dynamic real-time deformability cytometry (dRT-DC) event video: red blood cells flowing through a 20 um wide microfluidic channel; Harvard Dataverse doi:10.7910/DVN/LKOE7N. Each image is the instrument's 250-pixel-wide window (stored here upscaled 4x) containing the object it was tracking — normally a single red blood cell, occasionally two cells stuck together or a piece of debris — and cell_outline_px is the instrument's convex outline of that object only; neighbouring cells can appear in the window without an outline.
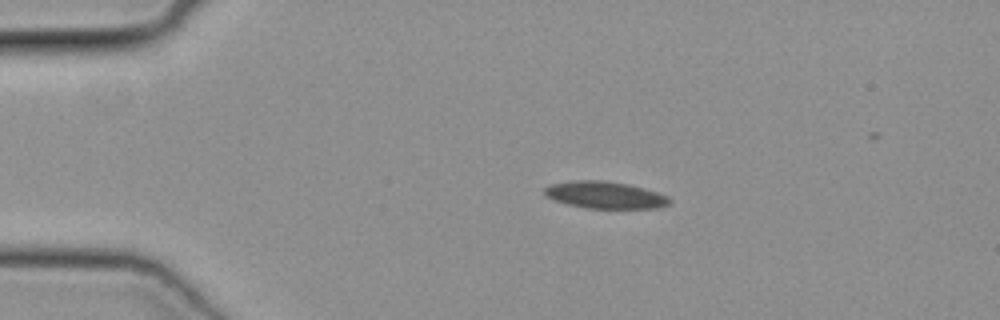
{"species": "common noctule bat (a hibernating species)", "species_latin": "Nyctalus noctula", "temperature_condition": "cold", "stored_images_in_passage": 42, "camera_frame_rate_fps": 3000, "um_per_image_px": 0.085, "animal": {"sex": "female", "body_mass_g": 19.3, "forearm_length_mm": 54.1}, "frame": {"image": 1, "passage_image": 1, "time_ms": 0.0, "image_size_px": [1000, 320], "cell_outline_px": [[672, 200], [668, 204], [660, 208], [588, 208], [568, 204], [544, 196], [544, 188], [552, 184], [580, 180], [600, 180], [624, 184], [644, 188], [668, 196]], "centroid_in_image_um": [51.44, 16.58], "position_along_channel_um": 33.6, "area_um2": 19.36}}
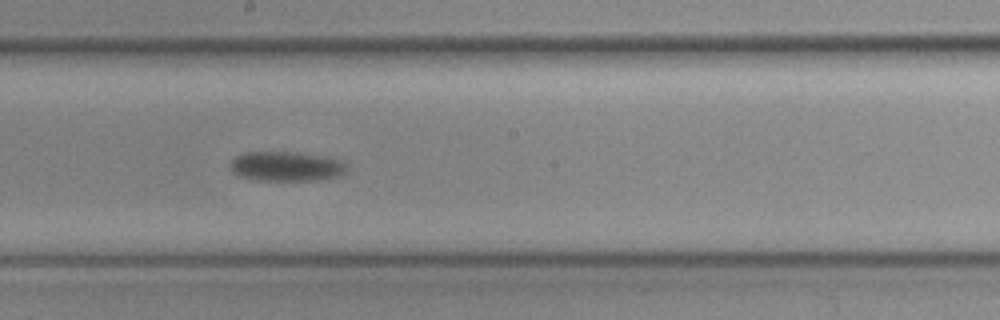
{"frame": {"image": 2, "passage_image": 19, "time_ms": 6.0, "image_size_px": [1000, 320], "cell_outline_px": [[348, 168], [340, 176], [320, 180], [256, 180], [240, 176], [232, 172], [228, 168], [228, 164], [236, 156], [244, 152], [296, 152], [340, 160], [348, 164]], "centroid_in_image_um": [24.3, 14.14], "position_along_channel_um": 223.9, "area_um2": 20.23}}
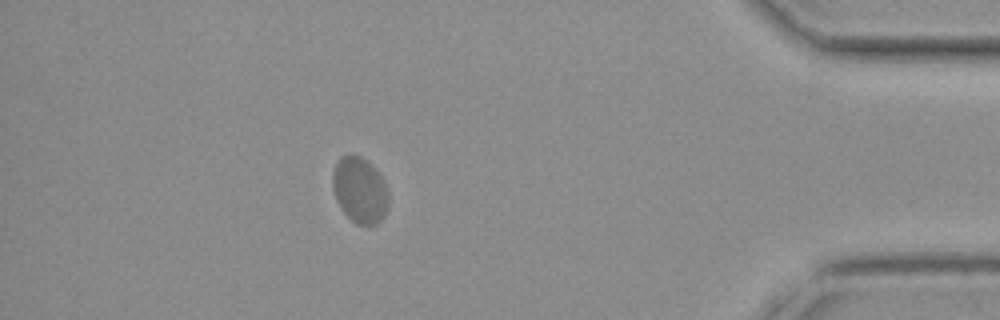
{"frame": {"image": 3, "passage_image": 36, "time_ms": 11.667, "image_size_px": [1000, 320], "cell_outline_px": [[388, 208], [384, 216], [376, 224], [356, 224], [340, 208], [336, 200], [332, 188], [332, 172], [336, 160], [340, 156], [348, 152], [360, 156], [380, 176], [388, 192]], "centroid_in_image_um": [30.53, 16.14], "position_along_channel_um": 404.7, "area_um2": 21.44}}